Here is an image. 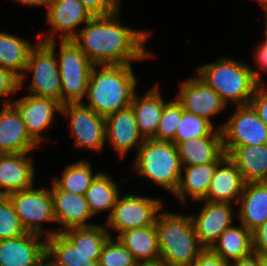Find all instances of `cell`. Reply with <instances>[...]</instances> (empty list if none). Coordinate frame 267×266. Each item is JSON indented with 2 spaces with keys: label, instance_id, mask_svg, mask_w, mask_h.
<instances>
[{
  "label": "cell",
  "instance_id": "6da1fadb",
  "mask_svg": "<svg viewBox=\"0 0 267 266\" xmlns=\"http://www.w3.org/2000/svg\"><path fill=\"white\" fill-rule=\"evenodd\" d=\"M119 12L93 16L72 39L94 65L132 64L151 56L144 47L150 34L122 26Z\"/></svg>",
  "mask_w": 267,
  "mask_h": 266
},
{
  "label": "cell",
  "instance_id": "7a4b0ae2",
  "mask_svg": "<svg viewBox=\"0 0 267 266\" xmlns=\"http://www.w3.org/2000/svg\"><path fill=\"white\" fill-rule=\"evenodd\" d=\"M136 84L132 64L93 65L86 93L89 102L83 104L106 117L130 106Z\"/></svg>",
  "mask_w": 267,
  "mask_h": 266
},
{
  "label": "cell",
  "instance_id": "3957f363",
  "mask_svg": "<svg viewBox=\"0 0 267 266\" xmlns=\"http://www.w3.org/2000/svg\"><path fill=\"white\" fill-rule=\"evenodd\" d=\"M110 237H112L110 231L97 224L51 235L45 240L46 264L47 266H98L103 246Z\"/></svg>",
  "mask_w": 267,
  "mask_h": 266
},
{
  "label": "cell",
  "instance_id": "277c9868",
  "mask_svg": "<svg viewBox=\"0 0 267 266\" xmlns=\"http://www.w3.org/2000/svg\"><path fill=\"white\" fill-rule=\"evenodd\" d=\"M155 227L159 263L164 266H191L205 250L199 243L190 215L159 213Z\"/></svg>",
  "mask_w": 267,
  "mask_h": 266
},
{
  "label": "cell",
  "instance_id": "5b68a950",
  "mask_svg": "<svg viewBox=\"0 0 267 266\" xmlns=\"http://www.w3.org/2000/svg\"><path fill=\"white\" fill-rule=\"evenodd\" d=\"M196 71L226 104L248 105L256 88L264 85L258 70L231 58L223 57L215 63L204 64Z\"/></svg>",
  "mask_w": 267,
  "mask_h": 266
},
{
  "label": "cell",
  "instance_id": "8992f818",
  "mask_svg": "<svg viewBox=\"0 0 267 266\" xmlns=\"http://www.w3.org/2000/svg\"><path fill=\"white\" fill-rule=\"evenodd\" d=\"M135 170L153 183L175 193L182 173L177 145L172 141L145 139L135 159Z\"/></svg>",
  "mask_w": 267,
  "mask_h": 266
},
{
  "label": "cell",
  "instance_id": "52a82bcc",
  "mask_svg": "<svg viewBox=\"0 0 267 266\" xmlns=\"http://www.w3.org/2000/svg\"><path fill=\"white\" fill-rule=\"evenodd\" d=\"M55 40L51 34L36 42L29 53L24 74L19 79V87L23 85L25 72H33L31 84L26 89L28 94L52 98L61 103V79L55 56Z\"/></svg>",
  "mask_w": 267,
  "mask_h": 266
},
{
  "label": "cell",
  "instance_id": "ba28073f",
  "mask_svg": "<svg viewBox=\"0 0 267 266\" xmlns=\"http://www.w3.org/2000/svg\"><path fill=\"white\" fill-rule=\"evenodd\" d=\"M57 59L61 79V104L82 103L93 63L73 40H60Z\"/></svg>",
  "mask_w": 267,
  "mask_h": 266
},
{
  "label": "cell",
  "instance_id": "9c48e42d",
  "mask_svg": "<svg viewBox=\"0 0 267 266\" xmlns=\"http://www.w3.org/2000/svg\"><path fill=\"white\" fill-rule=\"evenodd\" d=\"M15 213L27 233L43 235V222H56L53 200L49 189H35L33 186L7 195Z\"/></svg>",
  "mask_w": 267,
  "mask_h": 266
},
{
  "label": "cell",
  "instance_id": "30bf717a",
  "mask_svg": "<svg viewBox=\"0 0 267 266\" xmlns=\"http://www.w3.org/2000/svg\"><path fill=\"white\" fill-rule=\"evenodd\" d=\"M162 205L161 200L148 196L127 194L122 198L118 197L106 226L120 234L129 229L155 225Z\"/></svg>",
  "mask_w": 267,
  "mask_h": 266
},
{
  "label": "cell",
  "instance_id": "8fae6325",
  "mask_svg": "<svg viewBox=\"0 0 267 266\" xmlns=\"http://www.w3.org/2000/svg\"><path fill=\"white\" fill-rule=\"evenodd\" d=\"M217 128L221 130L223 146L267 144V126L250 104L236 106L231 118Z\"/></svg>",
  "mask_w": 267,
  "mask_h": 266
},
{
  "label": "cell",
  "instance_id": "7c38bea8",
  "mask_svg": "<svg viewBox=\"0 0 267 266\" xmlns=\"http://www.w3.org/2000/svg\"><path fill=\"white\" fill-rule=\"evenodd\" d=\"M61 113L70 117V126L78 148L101 152L106 142L105 117L82 103L62 105Z\"/></svg>",
  "mask_w": 267,
  "mask_h": 266
},
{
  "label": "cell",
  "instance_id": "4fadbf2b",
  "mask_svg": "<svg viewBox=\"0 0 267 266\" xmlns=\"http://www.w3.org/2000/svg\"><path fill=\"white\" fill-rule=\"evenodd\" d=\"M177 100L187 112L206 118L219 113L227 105L221 96L198 75L180 83Z\"/></svg>",
  "mask_w": 267,
  "mask_h": 266
},
{
  "label": "cell",
  "instance_id": "5bb4252c",
  "mask_svg": "<svg viewBox=\"0 0 267 266\" xmlns=\"http://www.w3.org/2000/svg\"><path fill=\"white\" fill-rule=\"evenodd\" d=\"M11 104L19 111L27 133L37 145L46 140L41 131L52 124L54 111L61 112L62 109V104L55 99L30 94Z\"/></svg>",
  "mask_w": 267,
  "mask_h": 266
},
{
  "label": "cell",
  "instance_id": "9a60e30c",
  "mask_svg": "<svg viewBox=\"0 0 267 266\" xmlns=\"http://www.w3.org/2000/svg\"><path fill=\"white\" fill-rule=\"evenodd\" d=\"M52 184L50 192L53 200L54 217L64 229L48 231L46 238L69 229L87 228L95 225L87 223V220L92 217V213L84 196L62 191L53 182Z\"/></svg>",
  "mask_w": 267,
  "mask_h": 266
},
{
  "label": "cell",
  "instance_id": "2e32d148",
  "mask_svg": "<svg viewBox=\"0 0 267 266\" xmlns=\"http://www.w3.org/2000/svg\"><path fill=\"white\" fill-rule=\"evenodd\" d=\"M46 263V241L40 235L23 236L0 241V266H43Z\"/></svg>",
  "mask_w": 267,
  "mask_h": 266
},
{
  "label": "cell",
  "instance_id": "e0dca14e",
  "mask_svg": "<svg viewBox=\"0 0 267 266\" xmlns=\"http://www.w3.org/2000/svg\"><path fill=\"white\" fill-rule=\"evenodd\" d=\"M205 202L198 216L191 215L199 243L210 249L221 233L231 227L233 208L230 203Z\"/></svg>",
  "mask_w": 267,
  "mask_h": 266
},
{
  "label": "cell",
  "instance_id": "ac0fdd59",
  "mask_svg": "<svg viewBox=\"0 0 267 266\" xmlns=\"http://www.w3.org/2000/svg\"><path fill=\"white\" fill-rule=\"evenodd\" d=\"M47 10V24L55 34L61 33L60 40H72L78 33L76 27L93 17L79 0H49Z\"/></svg>",
  "mask_w": 267,
  "mask_h": 266
},
{
  "label": "cell",
  "instance_id": "d6986e66",
  "mask_svg": "<svg viewBox=\"0 0 267 266\" xmlns=\"http://www.w3.org/2000/svg\"><path fill=\"white\" fill-rule=\"evenodd\" d=\"M106 141L118 155L124 157L130 149L143 144L131 106L105 117Z\"/></svg>",
  "mask_w": 267,
  "mask_h": 266
},
{
  "label": "cell",
  "instance_id": "ffe728a7",
  "mask_svg": "<svg viewBox=\"0 0 267 266\" xmlns=\"http://www.w3.org/2000/svg\"><path fill=\"white\" fill-rule=\"evenodd\" d=\"M9 101L0 111V154L29 153L38 145L27 133L19 111Z\"/></svg>",
  "mask_w": 267,
  "mask_h": 266
},
{
  "label": "cell",
  "instance_id": "44dd1931",
  "mask_svg": "<svg viewBox=\"0 0 267 266\" xmlns=\"http://www.w3.org/2000/svg\"><path fill=\"white\" fill-rule=\"evenodd\" d=\"M27 154H0V196L34 186V162Z\"/></svg>",
  "mask_w": 267,
  "mask_h": 266
},
{
  "label": "cell",
  "instance_id": "7402d4cb",
  "mask_svg": "<svg viewBox=\"0 0 267 266\" xmlns=\"http://www.w3.org/2000/svg\"><path fill=\"white\" fill-rule=\"evenodd\" d=\"M245 182L237 165L227 156L216 168L203 201L238 203Z\"/></svg>",
  "mask_w": 267,
  "mask_h": 266
},
{
  "label": "cell",
  "instance_id": "603a6c76",
  "mask_svg": "<svg viewBox=\"0 0 267 266\" xmlns=\"http://www.w3.org/2000/svg\"><path fill=\"white\" fill-rule=\"evenodd\" d=\"M245 183L267 182V144L223 146Z\"/></svg>",
  "mask_w": 267,
  "mask_h": 266
},
{
  "label": "cell",
  "instance_id": "cb8c5ba5",
  "mask_svg": "<svg viewBox=\"0 0 267 266\" xmlns=\"http://www.w3.org/2000/svg\"><path fill=\"white\" fill-rule=\"evenodd\" d=\"M227 157L224 152L215 162L200 165H182L180 182L176 192V198L181 202L186 201V196L192 200L202 201L207 195L211 179L214 176L217 166ZM184 174V176H183Z\"/></svg>",
  "mask_w": 267,
  "mask_h": 266
},
{
  "label": "cell",
  "instance_id": "d4e9b609",
  "mask_svg": "<svg viewBox=\"0 0 267 266\" xmlns=\"http://www.w3.org/2000/svg\"><path fill=\"white\" fill-rule=\"evenodd\" d=\"M134 94L131 101V108L136 120L140 135L143 139H154L160 124L165 101L161 96L158 85L147 91L142 98Z\"/></svg>",
  "mask_w": 267,
  "mask_h": 266
},
{
  "label": "cell",
  "instance_id": "484cf974",
  "mask_svg": "<svg viewBox=\"0 0 267 266\" xmlns=\"http://www.w3.org/2000/svg\"><path fill=\"white\" fill-rule=\"evenodd\" d=\"M237 204L240 223L252 233L267 220V182L245 183Z\"/></svg>",
  "mask_w": 267,
  "mask_h": 266
},
{
  "label": "cell",
  "instance_id": "4316f807",
  "mask_svg": "<svg viewBox=\"0 0 267 266\" xmlns=\"http://www.w3.org/2000/svg\"><path fill=\"white\" fill-rule=\"evenodd\" d=\"M117 239L131 252L138 265L160 262L155 225L126 230L118 234Z\"/></svg>",
  "mask_w": 267,
  "mask_h": 266
},
{
  "label": "cell",
  "instance_id": "83f0119b",
  "mask_svg": "<svg viewBox=\"0 0 267 266\" xmlns=\"http://www.w3.org/2000/svg\"><path fill=\"white\" fill-rule=\"evenodd\" d=\"M210 250L228 263L248 257L253 253L252 233L242 224L232 225L221 233Z\"/></svg>",
  "mask_w": 267,
  "mask_h": 266
},
{
  "label": "cell",
  "instance_id": "f1b7e54d",
  "mask_svg": "<svg viewBox=\"0 0 267 266\" xmlns=\"http://www.w3.org/2000/svg\"><path fill=\"white\" fill-rule=\"evenodd\" d=\"M173 143L177 145L182 165L208 164L224 153L222 137H199Z\"/></svg>",
  "mask_w": 267,
  "mask_h": 266
},
{
  "label": "cell",
  "instance_id": "f546056e",
  "mask_svg": "<svg viewBox=\"0 0 267 266\" xmlns=\"http://www.w3.org/2000/svg\"><path fill=\"white\" fill-rule=\"evenodd\" d=\"M33 47L31 42L23 38L0 32V66L10 70L20 79Z\"/></svg>",
  "mask_w": 267,
  "mask_h": 266
},
{
  "label": "cell",
  "instance_id": "4dcf8cb0",
  "mask_svg": "<svg viewBox=\"0 0 267 266\" xmlns=\"http://www.w3.org/2000/svg\"><path fill=\"white\" fill-rule=\"evenodd\" d=\"M118 192L117 184L110 178V175L100 172L84 194L92 216L107 210L109 211V218L120 196Z\"/></svg>",
  "mask_w": 267,
  "mask_h": 266
},
{
  "label": "cell",
  "instance_id": "1f68e13d",
  "mask_svg": "<svg viewBox=\"0 0 267 266\" xmlns=\"http://www.w3.org/2000/svg\"><path fill=\"white\" fill-rule=\"evenodd\" d=\"M99 173L93 175L90 163L81 160L68 164L62 172L61 180L53 177V183L62 191L84 196L91 182Z\"/></svg>",
  "mask_w": 267,
  "mask_h": 266
},
{
  "label": "cell",
  "instance_id": "d6a6232c",
  "mask_svg": "<svg viewBox=\"0 0 267 266\" xmlns=\"http://www.w3.org/2000/svg\"><path fill=\"white\" fill-rule=\"evenodd\" d=\"M199 137H222V133L218 128L214 130L213 123L206 118L183 109L182 117L172 142L190 141Z\"/></svg>",
  "mask_w": 267,
  "mask_h": 266
},
{
  "label": "cell",
  "instance_id": "836d02e7",
  "mask_svg": "<svg viewBox=\"0 0 267 266\" xmlns=\"http://www.w3.org/2000/svg\"><path fill=\"white\" fill-rule=\"evenodd\" d=\"M183 113V106L175 98L165 103L160 117V124L154 140L172 141Z\"/></svg>",
  "mask_w": 267,
  "mask_h": 266
},
{
  "label": "cell",
  "instance_id": "e575fe53",
  "mask_svg": "<svg viewBox=\"0 0 267 266\" xmlns=\"http://www.w3.org/2000/svg\"><path fill=\"white\" fill-rule=\"evenodd\" d=\"M26 233L10 199L7 196H0V241L23 236Z\"/></svg>",
  "mask_w": 267,
  "mask_h": 266
},
{
  "label": "cell",
  "instance_id": "d590c367",
  "mask_svg": "<svg viewBox=\"0 0 267 266\" xmlns=\"http://www.w3.org/2000/svg\"><path fill=\"white\" fill-rule=\"evenodd\" d=\"M117 240V241H116ZM110 237L103 246L98 266H138L131 252L118 240Z\"/></svg>",
  "mask_w": 267,
  "mask_h": 266
},
{
  "label": "cell",
  "instance_id": "8d00e7d4",
  "mask_svg": "<svg viewBox=\"0 0 267 266\" xmlns=\"http://www.w3.org/2000/svg\"><path fill=\"white\" fill-rule=\"evenodd\" d=\"M93 16H106L121 10V0H79Z\"/></svg>",
  "mask_w": 267,
  "mask_h": 266
},
{
  "label": "cell",
  "instance_id": "74e56055",
  "mask_svg": "<svg viewBox=\"0 0 267 266\" xmlns=\"http://www.w3.org/2000/svg\"><path fill=\"white\" fill-rule=\"evenodd\" d=\"M249 104L267 126V90L264 89V85H259L256 88Z\"/></svg>",
  "mask_w": 267,
  "mask_h": 266
},
{
  "label": "cell",
  "instance_id": "f35d334b",
  "mask_svg": "<svg viewBox=\"0 0 267 266\" xmlns=\"http://www.w3.org/2000/svg\"><path fill=\"white\" fill-rule=\"evenodd\" d=\"M19 78L10 70L0 66V97L18 92Z\"/></svg>",
  "mask_w": 267,
  "mask_h": 266
},
{
  "label": "cell",
  "instance_id": "ab89813d",
  "mask_svg": "<svg viewBox=\"0 0 267 266\" xmlns=\"http://www.w3.org/2000/svg\"><path fill=\"white\" fill-rule=\"evenodd\" d=\"M252 251L267 255V220L252 232Z\"/></svg>",
  "mask_w": 267,
  "mask_h": 266
},
{
  "label": "cell",
  "instance_id": "60d3db41",
  "mask_svg": "<svg viewBox=\"0 0 267 266\" xmlns=\"http://www.w3.org/2000/svg\"><path fill=\"white\" fill-rule=\"evenodd\" d=\"M191 266H230L210 249H205Z\"/></svg>",
  "mask_w": 267,
  "mask_h": 266
},
{
  "label": "cell",
  "instance_id": "b9f144b4",
  "mask_svg": "<svg viewBox=\"0 0 267 266\" xmlns=\"http://www.w3.org/2000/svg\"><path fill=\"white\" fill-rule=\"evenodd\" d=\"M257 64L265 71L267 70V30L265 29V40L256 49Z\"/></svg>",
  "mask_w": 267,
  "mask_h": 266
},
{
  "label": "cell",
  "instance_id": "7bdbcfd3",
  "mask_svg": "<svg viewBox=\"0 0 267 266\" xmlns=\"http://www.w3.org/2000/svg\"><path fill=\"white\" fill-rule=\"evenodd\" d=\"M230 266H259V255L252 253L248 257L231 262Z\"/></svg>",
  "mask_w": 267,
  "mask_h": 266
},
{
  "label": "cell",
  "instance_id": "ee69618b",
  "mask_svg": "<svg viewBox=\"0 0 267 266\" xmlns=\"http://www.w3.org/2000/svg\"><path fill=\"white\" fill-rule=\"evenodd\" d=\"M22 5L27 6H45L47 8V5L49 3V0H16Z\"/></svg>",
  "mask_w": 267,
  "mask_h": 266
},
{
  "label": "cell",
  "instance_id": "f6af8a7d",
  "mask_svg": "<svg viewBox=\"0 0 267 266\" xmlns=\"http://www.w3.org/2000/svg\"><path fill=\"white\" fill-rule=\"evenodd\" d=\"M259 266H267V255H259Z\"/></svg>",
  "mask_w": 267,
  "mask_h": 266
},
{
  "label": "cell",
  "instance_id": "bcb514c9",
  "mask_svg": "<svg viewBox=\"0 0 267 266\" xmlns=\"http://www.w3.org/2000/svg\"><path fill=\"white\" fill-rule=\"evenodd\" d=\"M258 1L264 8L265 12L267 13V0H256Z\"/></svg>",
  "mask_w": 267,
  "mask_h": 266
},
{
  "label": "cell",
  "instance_id": "7dc6e473",
  "mask_svg": "<svg viewBox=\"0 0 267 266\" xmlns=\"http://www.w3.org/2000/svg\"><path fill=\"white\" fill-rule=\"evenodd\" d=\"M138 266H164V265L161 264V263H158V264H141V265H138Z\"/></svg>",
  "mask_w": 267,
  "mask_h": 266
},
{
  "label": "cell",
  "instance_id": "c3c4849f",
  "mask_svg": "<svg viewBox=\"0 0 267 266\" xmlns=\"http://www.w3.org/2000/svg\"><path fill=\"white\" fill-rule=\"evenodd\" d=\"M265 15H266V23H265L266 24V27L265 28L267 30V13H265Z\"/></svg>",
  "mask_w": 267,
  "mask_h": 266
}]
</instances>
